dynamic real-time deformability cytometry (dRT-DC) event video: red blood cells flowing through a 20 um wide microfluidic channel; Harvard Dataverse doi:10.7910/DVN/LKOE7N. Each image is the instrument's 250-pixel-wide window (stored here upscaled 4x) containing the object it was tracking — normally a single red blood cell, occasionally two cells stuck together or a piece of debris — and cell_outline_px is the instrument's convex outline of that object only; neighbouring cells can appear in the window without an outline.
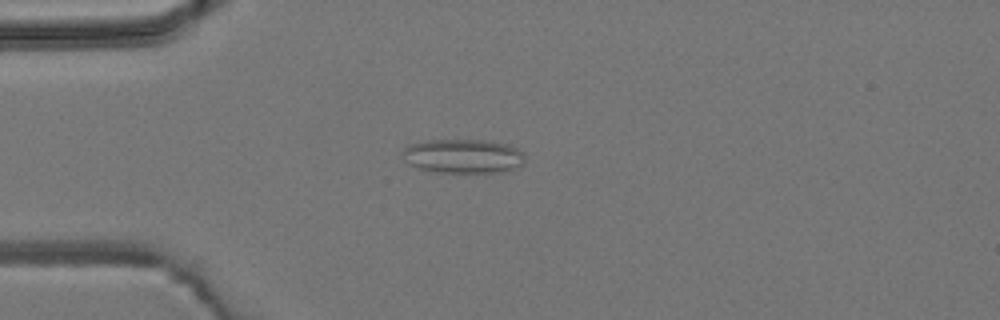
{"species": "common noctule bat (a hibernating species)", "species_latin": "Nyctalus noctula", "temperature_condition": "room temperature", "stored_images_in_passage": 2, "camera_frame_rate_fps": 3000, "um_per_image_px": 0.085, "animal": {"sex": "male", "body_mass_g": 19.2, "forearm_length_mm": 51.8}, "frame": {"image": 1, "passage_image": 2, "time_ms": 1.0, "image_size_px": [1000, 320], "cell_outline_px": [[524, 164], [516, 168], [504, 172], [436, 172], [416, 168], [404, 160], [400, 152], [408, 144], [428, 140], [484, 140], [508, 144], [524, 152]], "centroid_in_image_um": [39.35, 13.27], "position_along_channel_um": 45.6, "area_um2": 24.68}}